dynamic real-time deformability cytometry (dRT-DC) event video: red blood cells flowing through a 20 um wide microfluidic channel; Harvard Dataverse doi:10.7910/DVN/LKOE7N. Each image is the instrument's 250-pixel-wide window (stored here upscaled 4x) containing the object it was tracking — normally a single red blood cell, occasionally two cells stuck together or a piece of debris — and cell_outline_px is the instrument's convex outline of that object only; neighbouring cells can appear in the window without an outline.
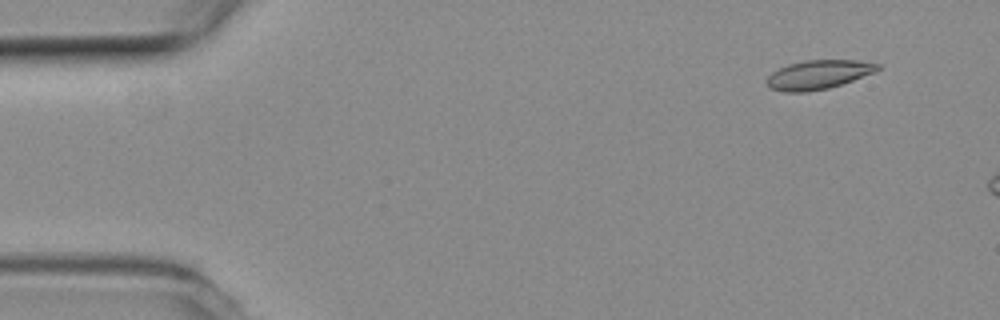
{"species": "common noctule bat (a hibernating species)", "species_latin": "Nyctalus noctula", "temperature_condition": "room temperature", "stored_images_in_passage": 13, "camera_frame_rate_fps": 3000, "um_per_image_px": 0.085, "animal": {"sex": "female", "body_mass_g": 19.3, "forearm_length_mm": 54.1}, "frame": {"image": 1, "passage_image": 3, "time_ms": 0.667, "image_size_px": [1000, 320], "cell_outline_px": [[880, 68], [872, 72], [852, 80], [828, 88], [808, 92], [784, 92], [768, 88], [764, 80], [772, 72], [788, 64], [804, 60], [856, 60], [880, 64]], "centroid_in_image_um": [69.47, 6.35], "position_along_channel_um": 15.5, "area_um2": 18.67}}